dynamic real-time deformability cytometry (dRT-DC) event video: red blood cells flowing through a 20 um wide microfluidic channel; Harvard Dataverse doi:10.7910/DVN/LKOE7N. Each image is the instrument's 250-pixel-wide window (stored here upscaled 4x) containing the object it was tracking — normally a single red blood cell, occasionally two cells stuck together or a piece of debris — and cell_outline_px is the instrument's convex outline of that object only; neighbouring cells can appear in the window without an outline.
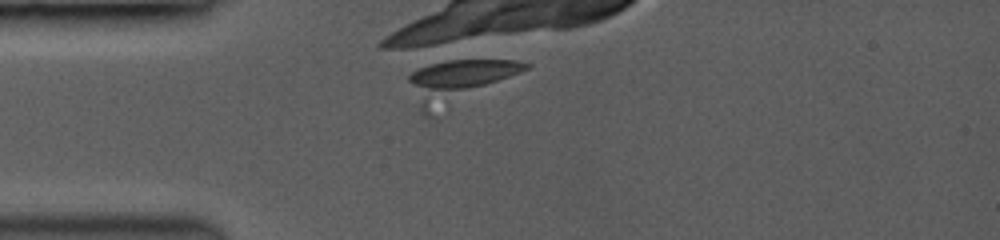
{"species": "common noctule bat (a hibernating species)", "species_latin": "Nyctalus noctula", "temperature_condition": "room temperature", "stored_images_in_passage": 5, "camera_frame_rate_fps": 3500, "um_per_image_px": 0.085, "animal": {"sex": "female", "body_mass_g": 19.0, "forearm_length_mm": 53.3}, "frame": {"image": 1, "passage_image": 5, "time_ms": 1.143, "image_size_px": [1000, 240], "cell_outline_px": [[528, 68], [428, 120], [420, 112], [408, 80], [408, 76], [412, 72], [420, 68], [432, 64], [448, 60], [516, 60], [528, 64]], "centroid_in_image_um": [38.9, 6.98], "position_along_channel_um": 46.1, "area_um2": 29.02}}